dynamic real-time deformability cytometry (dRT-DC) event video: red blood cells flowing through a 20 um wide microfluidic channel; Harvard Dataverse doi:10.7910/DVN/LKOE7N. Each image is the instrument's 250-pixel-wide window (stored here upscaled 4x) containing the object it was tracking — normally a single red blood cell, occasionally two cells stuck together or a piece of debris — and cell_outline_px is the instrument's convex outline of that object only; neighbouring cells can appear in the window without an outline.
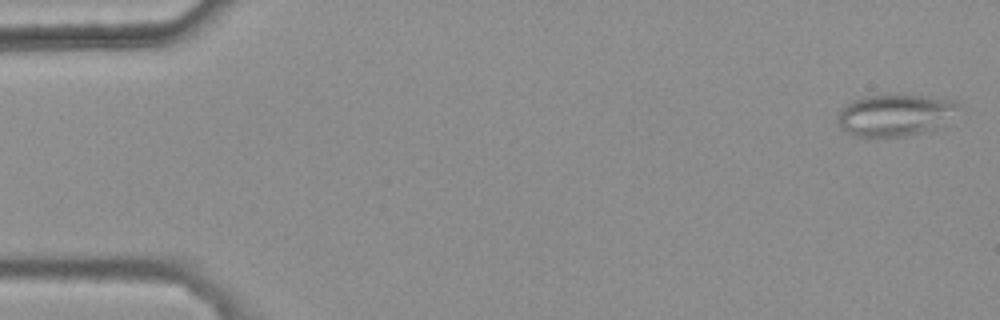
{"species": "common noctule bat (a hibernating species)", "species_latin": "Nyctalus noctula", "temperature_condition": "warm", "stored_images_in_passage": 48, "camera_frame_rate_fps": 3000, "um_per_image_px": 0.085, "animal": {"sex": "female", "body_mass_g": 25.1}, "frame": {"image": 1, "passage_image": 1, "time_ms": 0.0, "image_size_px": [1000, 320], "cell_outline_px": [[960, 104], [936, 128], [904, 136], [852, 136], [840, 128], [836, 120], [840, 108], [852, 100], [864, 96], [924, 96], [960, 100]], "centroid_in_image_um": [75.98, 9.78], "position_along_channel_um": 9.0, "area_um2": 28.84}}
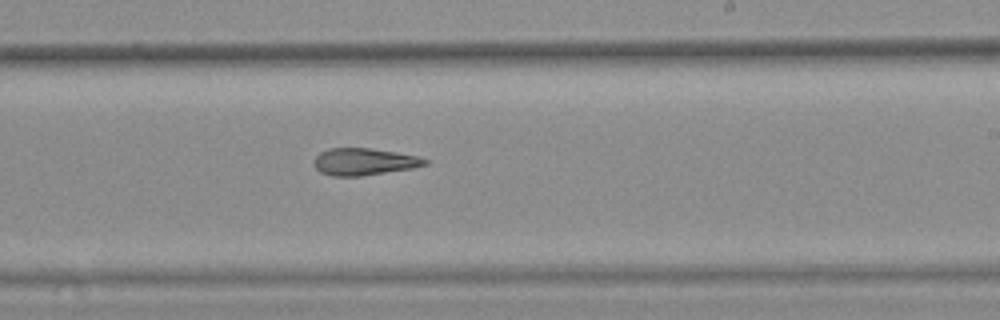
{"frame": {"image": 2, "passage_image": 32, "time_ms": 10.333, "image_size_px": [1000, 320], "cell_outline_px": [[428, 164], [412, 168], [360, 176], [332, 176], [320, 172], [312, 164], [312, 160], [320, 152], [328, 148], [368, 148], [396, 152], [416, 156], [428, 160]], "centroid_in_image_um": [30.89, 13.74], "position_along_channel_um": 258.1, "area_um2": 17.46}}
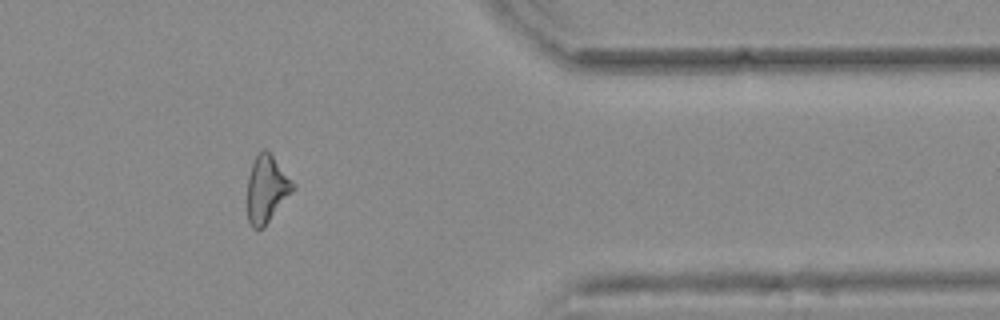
{"frame": {"image": 3, "passage_image": 44, "time_ms": 14.333, "image_size_px": [1000, 320], "cell_outline_px": [[296, 188], [264, 228], [252, 228], [248, 220], [248, 176], [252, 164], [260, 148], [264, 148], [272, 156], [296, 184]], "centroid_in_image_um": [22.68, 16.08], "position_along_channel_um": 388.7, "area_um2": 17.86}, "authors_computed_cell_mechanics": {"area_um2": 18.6983, "velocity_mm_per_s": 3.749, "shape_relaxation_time_tau1_ms": null, "shape_relaxation_time_tau2_ms": 7.0667, "deformation_change_tau1": null, "deformation_change_tau2": 0.2054}}